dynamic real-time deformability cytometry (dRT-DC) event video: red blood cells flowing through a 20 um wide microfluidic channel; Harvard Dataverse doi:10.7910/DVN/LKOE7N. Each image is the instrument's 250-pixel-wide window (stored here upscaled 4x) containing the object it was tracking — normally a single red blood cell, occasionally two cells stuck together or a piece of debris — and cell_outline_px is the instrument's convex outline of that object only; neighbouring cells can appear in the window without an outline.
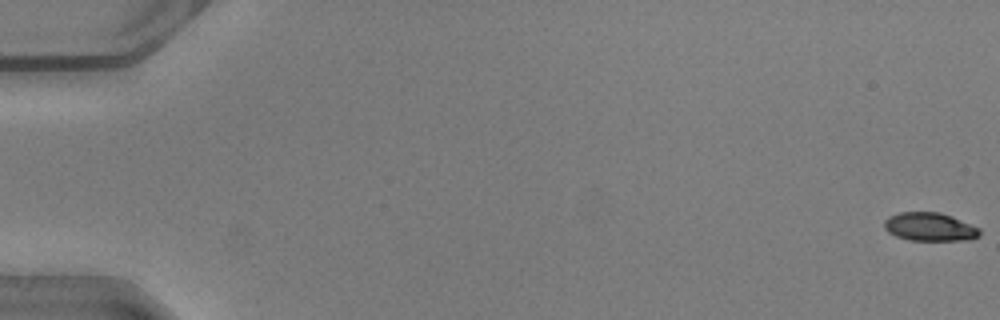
{"species": "common noctule bat (a hibernating species)", "species_latin": "Nyctalus noctula", "temperature_condition": "warm", "stored_images_in_passage": 14, "camera_frame_rate_fps": 3000, "um_per_image_px": 0.085, "animal": {"sex": "male", "body_mass_g": 20.5, "forearm_length_mm": 52.5}, "frame": {"image": 1, "passage_image": 1, "time_ms": 0.0, "image_size_px": [1000, 320], "cell_outline_px": [[980, 236], [972, 240], [908, 240], [896, 236], [888, 232], [884, 228], [884, 220], [888, 216], [900, 212], [940, 212], [952, 216], [980, 228]], "centroid_in_image_um": [79.04, 19.28], "position_along_channel_um": 6.0, "area_um2": 15.95}}